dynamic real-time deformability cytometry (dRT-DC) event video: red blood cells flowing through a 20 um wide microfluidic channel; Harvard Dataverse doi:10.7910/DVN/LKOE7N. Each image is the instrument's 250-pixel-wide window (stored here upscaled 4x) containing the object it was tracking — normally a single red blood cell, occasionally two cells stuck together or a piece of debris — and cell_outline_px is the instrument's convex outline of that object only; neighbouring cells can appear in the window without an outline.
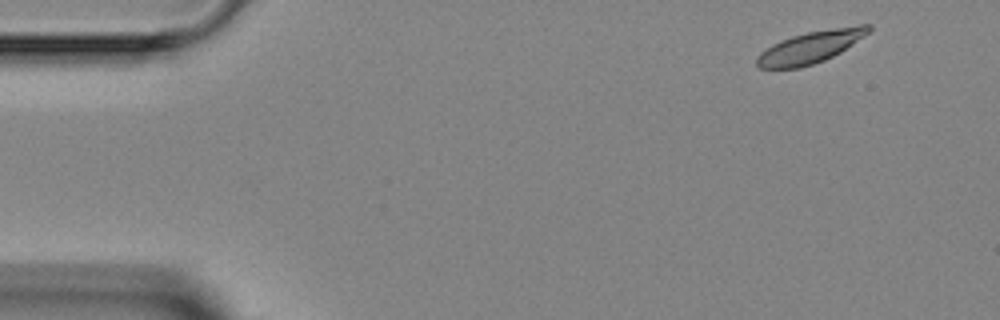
{"species": "Egyptian fruit bat (a non-hibernating species)", "species_latin": "Rousettus aegyptiacus", "temperature_condition": "room temperature", "stored_images_in_passage": 5, "camera_frame_rate_fps": 3000, "um_per_image_px": 0.085, "animal": {"sex": "female"}, "frame": {"image": 1, "passage_image": 1, "time_ms": 0.0, "image_size_px": [1000, 320], "cell_outline_px": [[872, 28], [868, 32], [840, 52], [824, 60], [800, 68], [760, 68], [756, 64], [756, 56], [760, 52], [772, 44], [792, 36], [808, 32], [860, 24], [872, 24]], "centroid_in_image_um": [68.85, 4.01], "position_along_channel_um": 16.1, "area_um2": 20.46}}